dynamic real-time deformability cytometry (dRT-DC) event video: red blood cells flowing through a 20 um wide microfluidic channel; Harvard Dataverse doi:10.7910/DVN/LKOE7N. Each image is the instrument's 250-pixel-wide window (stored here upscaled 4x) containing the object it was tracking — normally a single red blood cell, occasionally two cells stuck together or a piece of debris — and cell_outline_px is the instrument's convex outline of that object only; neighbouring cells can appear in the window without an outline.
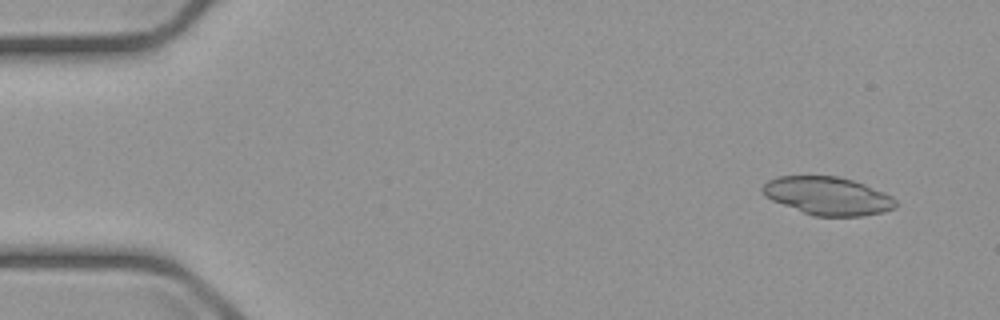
{"species": "common noctule bat (a hibernating species)", "species_latin": "Nyctalus noctula", "temperature_condition": "cold", "stored_images_in_passage": 5, "camera_frame_rate_fps": 3000, "um_per_image_px": 0.085, "animal": {"sex": "male", "body_mass_g": 23.1, "forearm_length_mm": 52.7}, "frame": {"image": 1, "passage_image": 2, "time_ms": 0.333, "image_size_px": [1000, 320], "cell_outline_px": [[896, 208], [884, 212], [860, 216], [812, 216], [772, 200], [764, 196], [760, 188], [768, 180], [776, 176], [836, 176], [852, 180], [864, 184], [884, 192], [892, 196], [896, 200]], "centroid_in_image_um": [70.35, 16.65], "position_along_channel_um": 14.7, "area_um2": 29.65}}